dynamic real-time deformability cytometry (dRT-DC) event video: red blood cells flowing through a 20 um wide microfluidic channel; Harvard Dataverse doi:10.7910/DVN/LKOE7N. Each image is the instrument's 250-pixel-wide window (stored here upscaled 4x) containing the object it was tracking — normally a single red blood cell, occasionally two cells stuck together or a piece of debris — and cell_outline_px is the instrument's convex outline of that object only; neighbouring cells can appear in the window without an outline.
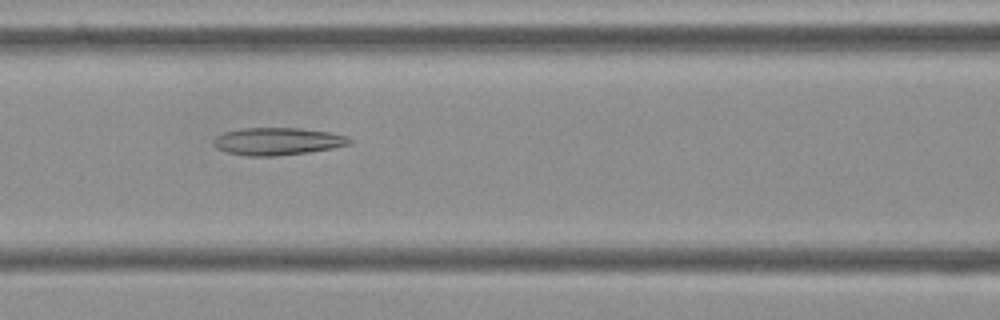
{"species": "Egyptian fruit bat (a non-hibernating species)", "species_latin": "Rousettus aegyptiacus", "temperature_condition": "cold", "stored_images_in_passage": 40, "camera_frame_rate_fps": 3000, "um_per_image_px": 0.085, "frame": {"image": 1, "passage_image": 8, "time_ms": 2.333, "image_size_px": [1000, 320], "cell_outline_px": [[352, 144], [332, 148], [304, 152], [272, 156], [244, 156], [228, 152], [216, 148], [212, 144], [212, 140], [216, 136], [224, 132], [240, 128], [296, 128], [328, 132], [348, 136], [352, 140]], "centroid_in_image_um": [23.55, 12.01], "position_along_channel_um": 143.1, "area_um2": 21.68}}
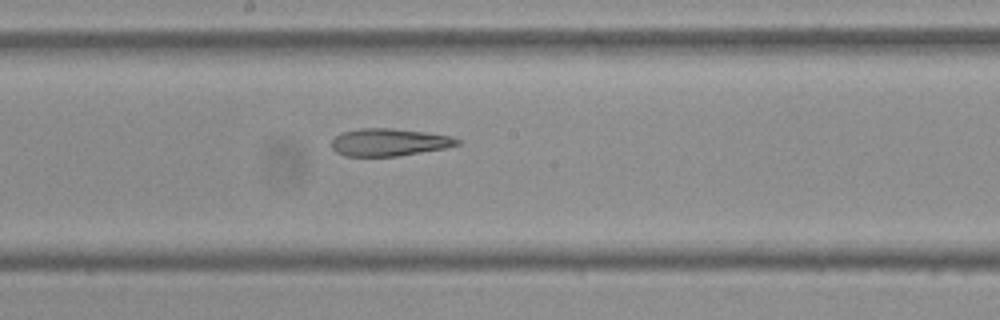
{"frame": {"image": 2, "passage_image": 14, "time_ms": 4.333, "image_size_px": [1000, 320], "cell_outline_px": [[460, 144], [444, 148], [396, 156], [344, 156], [336, 152], [332, 148], [332, 140], [336, 136], [344, 132], [360, 128], [392, 128], [424, 132], [452, 136], [460, 140]], "centroid_in_image_um": [33.06, 12.09], "position_along_channel_um": 215.1, "area_um2": 19.94}}
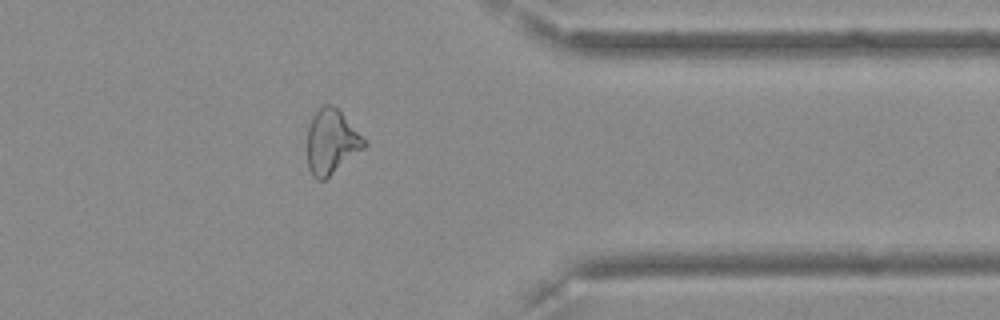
{"frame": {"image": 3, "passage_image": 29, "time_ms": 9.333, "image_size_px": [1000, 320], "cell_outline_px": [[368, 144], [364, 148], [324, 180], [316, 180], [312, 176], [308, 168], [308, 128], [312, 116], [324, 104], [332, 104], [368, 140]], "centroid_in_image_um": [28.19, 12.06], "position_along_channel_um": 383.2, "area_um2": 21.33}, "authors_computed_cell_mechanics": {"area_um2": 21.4727, "velocity_mm_per_s": 3.61, "shape_relaxation_time_tau1_ms": null, "shape_relaxation_time_tau2_ms": 5.5875, "deformation_change_tau1": null, "deformation_change_tau2": 0.167}}